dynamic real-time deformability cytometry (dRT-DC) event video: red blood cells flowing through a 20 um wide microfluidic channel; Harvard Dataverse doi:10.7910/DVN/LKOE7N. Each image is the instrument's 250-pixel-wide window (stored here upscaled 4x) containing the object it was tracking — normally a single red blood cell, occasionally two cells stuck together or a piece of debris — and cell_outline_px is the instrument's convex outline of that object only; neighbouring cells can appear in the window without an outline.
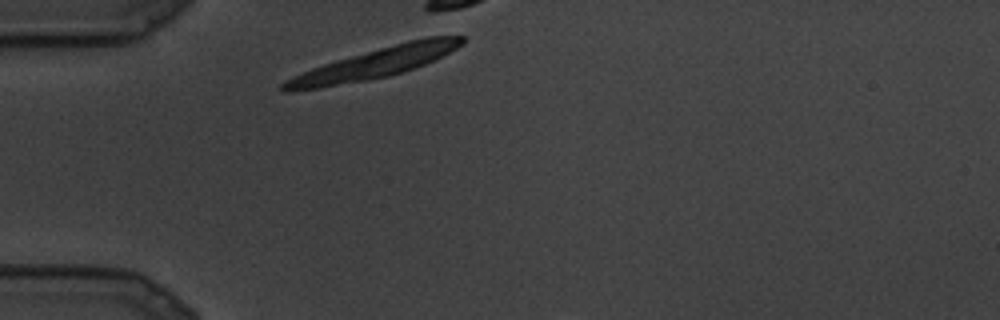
{"species": "common noctule bat (a hibernating species)", "species_latin": "Nyctalus noctula", "temperature_condition": "cold", "stored_images_in_passage": 4, "camera_frame_rate_fps": 3000, "um_per_image_px": 0.085, "animal": {"sex": "male", "body_mass_g": 19.5, "forearm_length_mm": 54.6}, "frame": {"image": 1, "passage_image": 1, "time_ms": 0.0, "image_size_px": [1000, 320], "cell_outline_px": [[464, 44], [424, 64], [404, 72], [388, 76], [368, 80], [320, 88], [292, 92], [284, 92], [280, 88], [280, 84], [312, 68], [336, 60], [408, 40], [428, 36], [464, 36]], "centroid_in_image_um": [31.82, 5.39], "position_along_channel_um": 53.2, "area_um2": 30.98}}